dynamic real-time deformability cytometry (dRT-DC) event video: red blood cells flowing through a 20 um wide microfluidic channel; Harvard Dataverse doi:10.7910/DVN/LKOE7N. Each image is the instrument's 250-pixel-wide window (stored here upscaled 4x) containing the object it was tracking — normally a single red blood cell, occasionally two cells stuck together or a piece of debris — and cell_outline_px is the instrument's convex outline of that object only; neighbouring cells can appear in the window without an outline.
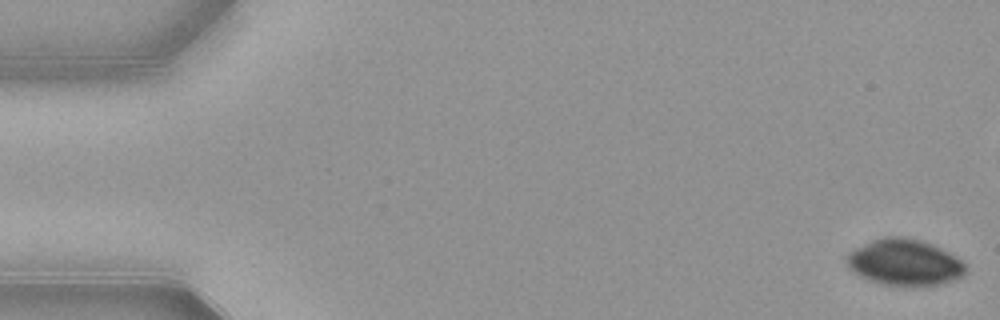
{"species": "common noctule bat (a hibernating species)", "species_latin": "Nyctalus noctula", "temperature_condition": "warm", "stored_images_in_passage": 46, "camera_frame_rate_fps": 3000, "um_per_image_px": 0.085, "animal": {"sex": "female", "body_mass_g": 21.9}, "frame": {"image": 1, "passage_image": 1, "time_ms": 0.0, "image_size_px": [1000, 320], "cell_outline_px": [[968, 272], [964, 276], [956, 280], [940, 284], [908, 288], [880, 284], [868, 280], [852, 272], [848, 268], [848, 256], [856, 248], [872, 240], [884, 236], [904, 236], [920, 240], [932, 244], [956, 256], [968, 268]], "centroid_in_image_um": [76.93, 22.34], "position_along_channel_um": 8.1, "area_um2": 32.66}}
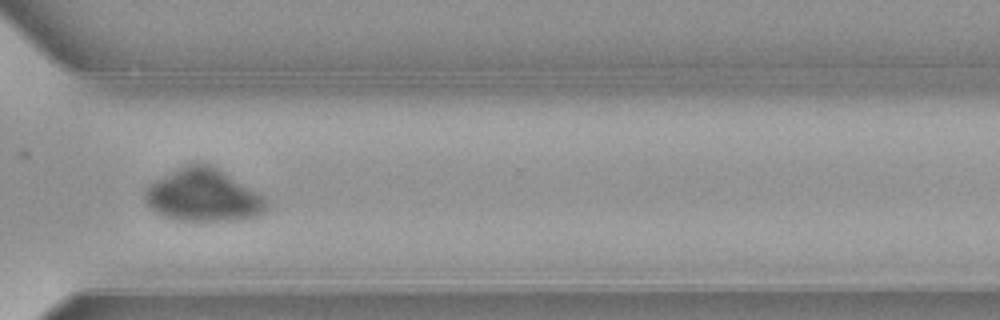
{"frame": {"image": 2, "passage_image": 39, "time_ms": 12.667, "image_size_px": [1000, 320], "cell_outline_px": [[268, 208], [264, 212], [256, 216], [240, 220], [176, 220], [164, 216], [156, 212], [144, 200], [144, 188], [148, 184], [192, 160], [196, 160], [208, 164], [224, 172], [256, 192], [268, 200]], "centroid_in_image_um": [17.25, 16.58], "position_along_channel_um": 353.4, "area_um2": 37.28}}
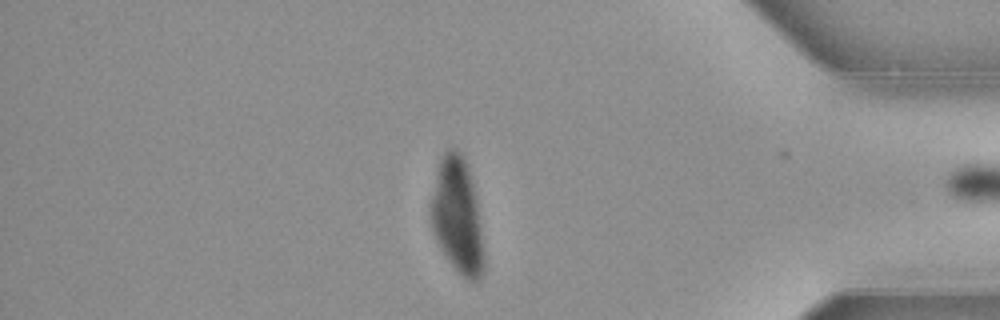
{"frame": {"image": 3, "passage_image": 45, "time_ms": 14.667, "image_size_px": [1000, 320], "cell_outline_px": [[484, 268], [480, 276], [472, 284], [448, 260], [440, 248], [432, 232], [428, 216], [428, 208], [440, 160], [444, 152], [448, 148], [456, 148], [464, 156], [468, 164], [472, 180], [476, 200], [484, 252]], "centroid_in_image_um": [38.84, 18.33], "position_along_channel_um": 396.4, "area_um2": 35.95}}